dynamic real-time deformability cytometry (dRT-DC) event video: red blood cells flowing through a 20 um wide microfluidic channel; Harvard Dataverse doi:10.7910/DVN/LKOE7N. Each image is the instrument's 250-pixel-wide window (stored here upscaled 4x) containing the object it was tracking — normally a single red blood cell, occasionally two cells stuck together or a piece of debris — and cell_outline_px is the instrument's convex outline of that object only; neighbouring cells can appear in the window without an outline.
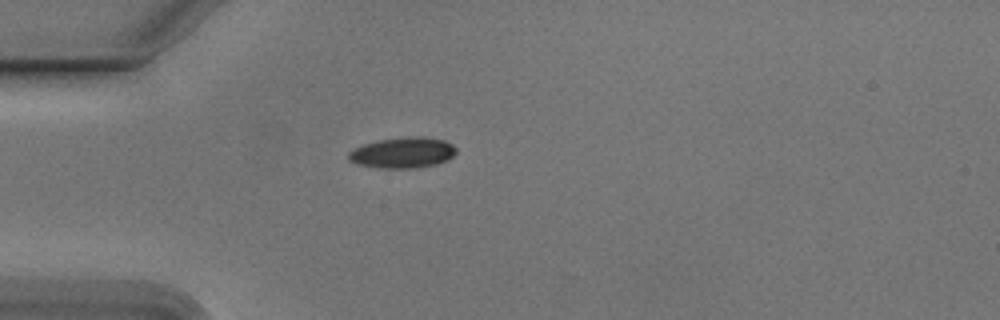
{"species": "Egyptian fruit bat (a non-hibernating species)", "species_latin": "Rousettus aegyptiacus", "temperature_condition": "cold", "stored_images_in_passage": 40, "camera_frame_rate_fps": 3000, "um_per_image_px": 0.085, "animal": {"sex": "male"}, "frame": {"image": 1, "passage_image": 1, "time_ms": 0.0, "image_size_px": [1000, 320], "cell_outline_px": [[456, 152], [448, 160], [436, 164], [416, 168], [380, 168], [356, 164], [348, 160], [348, 152], [364, 144], [380, 140], [408, 136], [424, 136], [444, 140], [452, 144], [456, 148]], "centroid_in_image_um": [34.24, 12.98], "position_along_channel_um": 50.8, "area_um2": 19.36}}
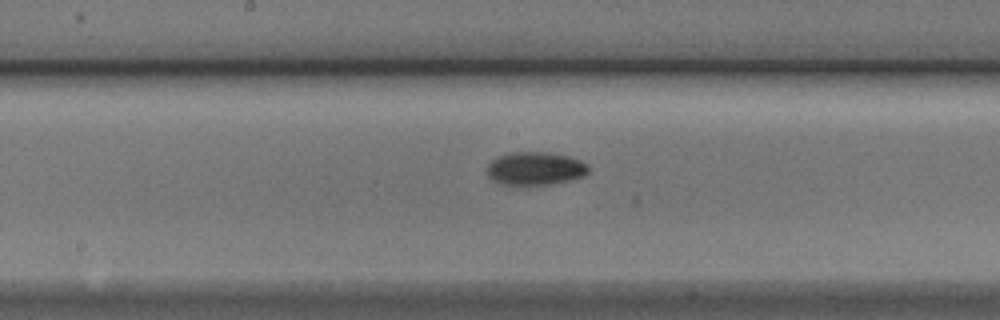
{"frame": {"image": 2, "passage_image": 14, "time_ms": 4.333, "image_size_px": [1000, 320], "cell_outline_px": [[588, 172], [584, 176], [552, 184], [528, 188], [496, 184], [488, 176], [488, 164], [496, 156], [512, 152], [548, 152], [568, 156], [580, 160], [588, 164]], "centroid_in_image_um": [45.45, 14.37], "position_along_channel_um": 202.8, "area_um2": 20.4}}
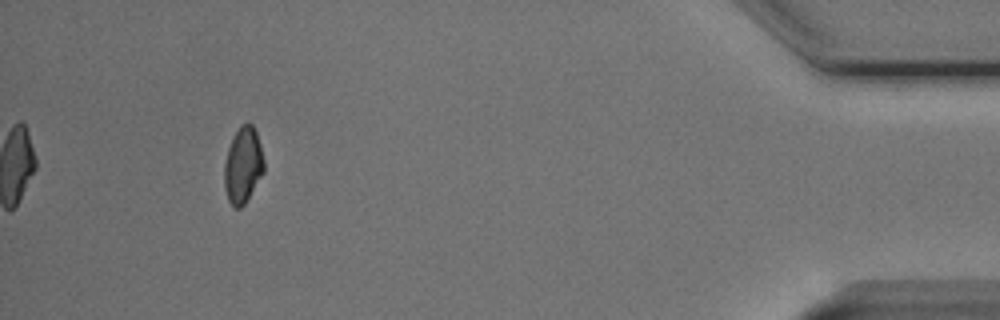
{"frame": {"image": 3, "passage_image": 36, "time_ms": 11.667, "image_size_px": [1000, 320], "cell_outline_px": [[264, 172], [244, 204], [240, 208], [236, 208], [228, 200], [224, 188], [224, 164], [228, 148], [232, 136], [240, 124], [248, 120], [252, 124], [256, 132], [260, 144], [264, 160]], "centroid_in_image_um": [20.64, 13.99], "position_along_channel_um": 414.6, "area_um2": 17.74}, "authors_computed_cell_mechanics": {"area_um2": 18.6983, "velocity_mm_per_s": 3.7887, "shape_relaxation_time_tau1_ms": 6.2042, "shape_relaxation_time_tau2_ms": null, "deformation_change_tau1": 0.1833, "deformation_change_tau2": null}}